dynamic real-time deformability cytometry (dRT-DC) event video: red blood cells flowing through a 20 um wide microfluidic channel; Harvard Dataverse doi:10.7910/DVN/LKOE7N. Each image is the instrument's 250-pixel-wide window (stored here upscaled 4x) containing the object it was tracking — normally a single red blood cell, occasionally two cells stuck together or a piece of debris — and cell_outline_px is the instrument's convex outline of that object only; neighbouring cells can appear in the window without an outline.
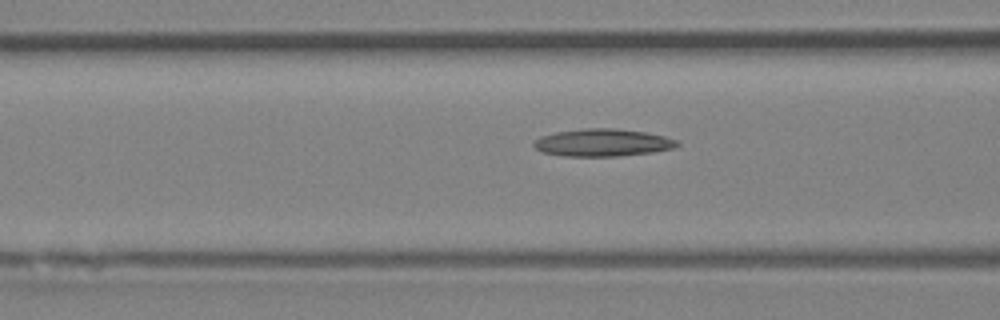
{"species": "Egyptian fruit bat (a non-hibernating species)", "species_latin": "Rousettus aegyptiacus", "temperature_condition": "room temperature", "stored_images_in_passage": 7, "camera_frame_rate_fps": 3000, "um_per_image_px": 0.085, "animal": {"sex": "female"}, "frame": {"image": 1, "passage_image": 5, "time_ms": 1.333, "image_size_px": [1000, 320], "cell_outline_px": [[680, 144], [672, 148], [652, 152], [620, 156], [564, 156], [540, 152], [532, 144], [532, 140], [540, 136], [556, 132], [584, 128], [616, 128], [644, 132], [664, 136], [680, 140]], "centroid_in_image_um": [51.19, 12.12], "position_along_channel_um": 115.4, "area_um2": 23.12}}